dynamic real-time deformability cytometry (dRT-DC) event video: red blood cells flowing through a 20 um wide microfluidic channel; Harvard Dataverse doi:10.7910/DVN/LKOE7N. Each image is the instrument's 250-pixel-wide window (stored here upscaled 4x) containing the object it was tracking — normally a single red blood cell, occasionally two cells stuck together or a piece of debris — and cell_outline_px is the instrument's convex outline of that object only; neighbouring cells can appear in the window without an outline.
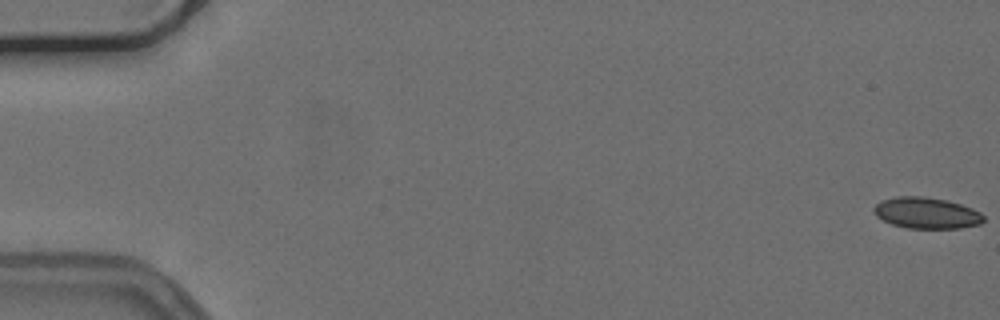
{"species": "common noctule bat (a hibernating species)", "species_latin": "Nyctalus noctula", "temperature_condition": "cold", "stored_images_in_passage": 56, "camera_frame_rate_fps": 3000, "um_per_image_px": 0.085, "animal": {"sex": "female", "body_mass_g": 24.6, "forearm_length_mm": 56.2}, "frame": {"image": 1, "passage_image": 1, "time_ms": 0.0, "image_size_px": [1000, 320], "cell_outline_px": [[984, 220], [980, 224], [960, 228], [908, 228], [892, 224], [876, 216], [872, 212], [872, 208], [880, 200], [896, 196], [924, 196], [948, 200], [972, 208], [980, 212], [984, 216]], "centroid_in_image_um": [78.73, 18.09], "position_along_channel_um": 6.3, "area_um2": 20.11}}
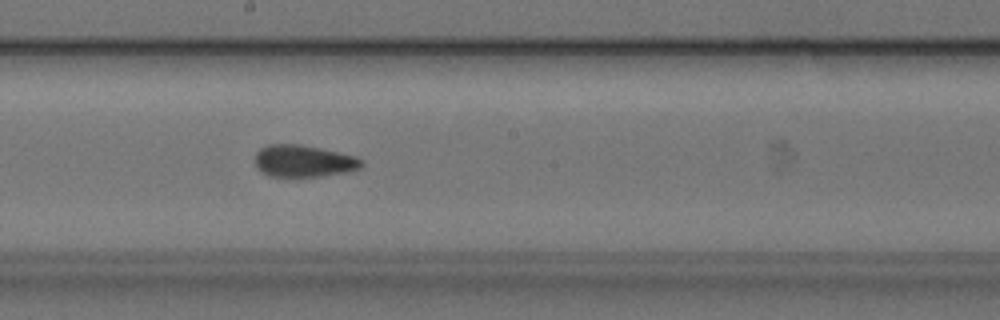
{"frame": {"image": 2, "passage_image": 31, "time_ms": 10.0, "image_size_px": [1000, 320], "cell_outline_px": [[364, 164], [360, 168], [344, 172], [320, 176], [268, 176], [256, 168], [256, 152], [260, 148], [268, 144], [300, 144], [320, 148], [356, 156], [364, 160]], "centroid_in_image_um": [25.8, 13.68], "position_along_channel_um": 222.4, "area_um2": 19.83}}
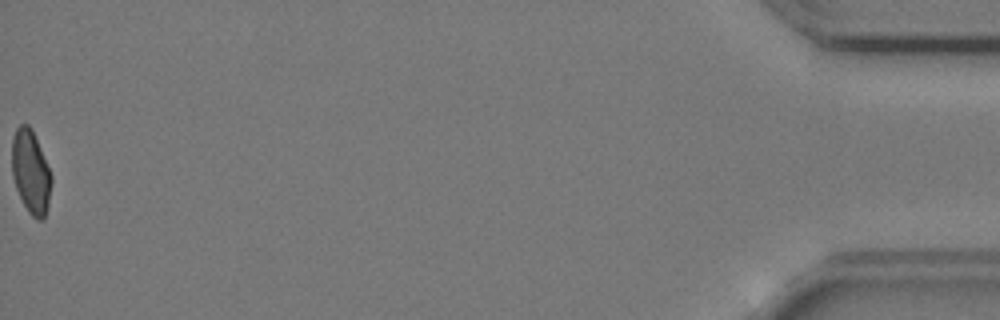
{"frame": {"image": 3, "passage_image": 56, "time_ms": 18.333, "image_size_px": [1000, 320], "cell_outline_px": [[52, 180], [48, 208], [44, 220], [36, 220], [28, 212], [16, 188], [12, 176], [12, 140], [16, 128], [20, 124], [28, 124], [32, 128], [52, 176]], "centroid_in_image_um": [2.62, 14.63], "position_along_channel_um": 432.6, "area_um2": 19.31}, "authors_computed_cell_mechanics": {"area_um2": 19.8254, "velocity_mm_per_s": 3.7537, "shape_relaxation_time_tau1_ms": 6.8157, "shape_relaxation_time_tau2_ms": 1.7129, "deformation_change_tau1": 0.1142, "deformation_change_tau2": 0.0625}}